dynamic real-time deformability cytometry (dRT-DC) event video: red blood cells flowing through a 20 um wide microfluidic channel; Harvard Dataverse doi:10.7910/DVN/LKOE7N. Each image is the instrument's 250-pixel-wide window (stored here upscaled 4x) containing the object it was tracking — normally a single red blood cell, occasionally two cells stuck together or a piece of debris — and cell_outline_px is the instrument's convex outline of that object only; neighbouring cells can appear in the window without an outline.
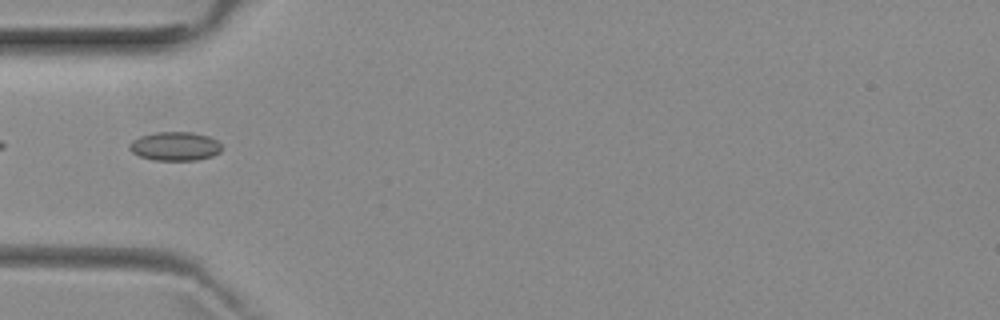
{"species": "common noctule bat (a hibernating species)", "species_latin": "Nyctalus noctula", "temperature_condition": "room temperature", "stored_images_in_passage": 2, "camera_frame_rate_fps": 3000, "um_per_image_px": 0.085, "animal": {"sex": "female", "body_mass_g": 29.2, "forearm_length_mm": 56.3}, "frame": {"image": 1, "passage_image": 1, "time_ms": 0.0, "image_size_px": [1000, 320], "cell_outline_px": [[220, 152], [212, 156], [196, 160], [156, 160], [140, 156], [132, 152], [128, 148], [128, 144], [132, 140], [140, 136], [156, 132], [192, 132], [208, 136], [216, 140], [220, 144]], "centroid_in_image_um": [14.85, 12.42], "position_along_channel_um": 70.2, "area_um2": 15.43}}
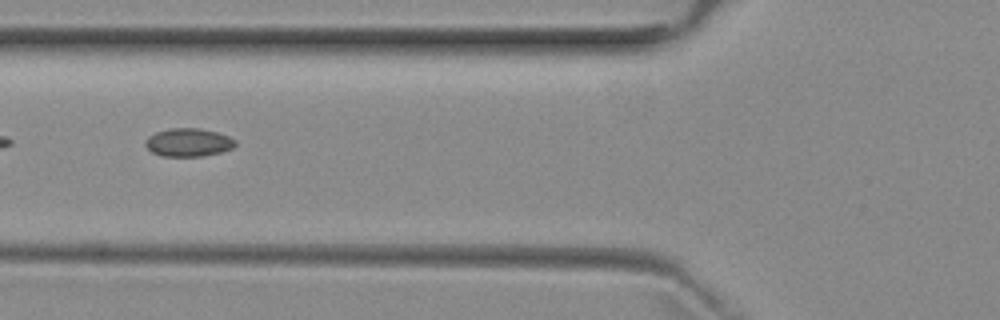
{"frame": {"image": 2, "passage_image": 2, "time_ms": 1.0, "image_size_px": [1000, 320], "cell_outline_px": [[236, 144], [232, 148], [220, 152], [200, 156], [164, 156], [152, 152], [144, 144], [144, 140], [148, 136], [156, 132], [172, 128], [200, 128], [216, 132], [228, 136], [236, 140]], "centroid_in_image_um": [16.0, 12.1], "position_along_channel_um": 109.8, "area_um2": 14.68}}